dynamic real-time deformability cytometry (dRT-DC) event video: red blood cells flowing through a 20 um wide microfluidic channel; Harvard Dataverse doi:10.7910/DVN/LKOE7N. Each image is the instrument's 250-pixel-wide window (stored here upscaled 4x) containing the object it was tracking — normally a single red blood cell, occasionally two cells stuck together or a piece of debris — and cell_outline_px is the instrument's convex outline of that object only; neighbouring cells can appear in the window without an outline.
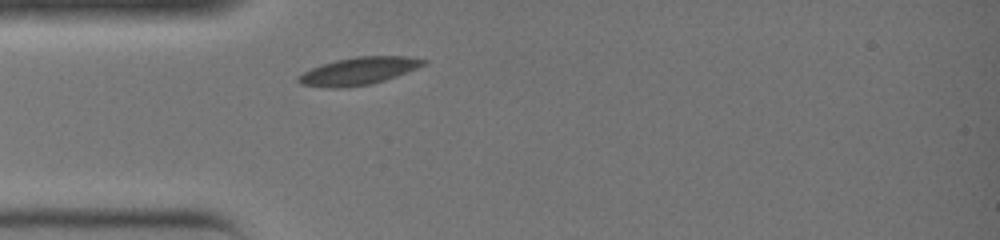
{"species": "common noctule bat (a hibernating species)", "species_latin": "Nyctalus noctula", "temperature_condition": "warm", "stored_images_in_passage": 22, "camera_frame_rate_fps": 3000, "um_per_image_px": 0.085, "animal": {"sex": "female", "body_mass_g": 19.0, "forearm_length_mm": 51.5}, "frame": {"image": 1, "passage_image": 1, "time_ms": 0.0, "image_size_px": [1000, 240], "cell_outline_px": [[428, 64], [396, 76], [372, 84], [348, 88], [328, 88], [300, 84], [296, 80], [304, 72], [312, 68], [336, 60], [356, 56], [408, 56], [428, 60]], "centroid_in_image_um": [30.53, 6.04], "position_along_channel_um": 54.5, "area_um2": 20.11}}
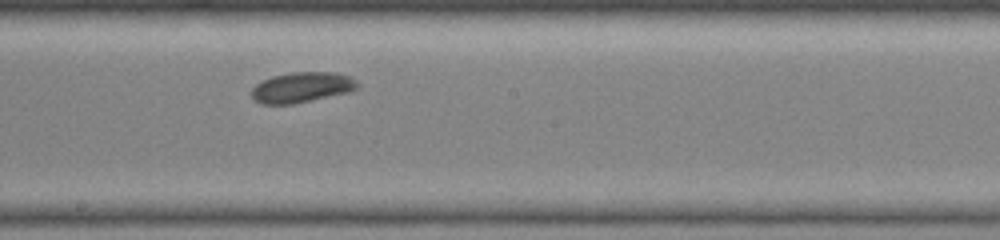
{"frame": {"image": 2, "passage_image": 11, "time_ms": 3.333, "image_size_px": [1000, 240], "cell_outline_px": [[360, 88], [348, 92], [312, 100], [292, 104], [260, 104], [252, 100], [252, 88], [260, 80], [272, 76], [292, 72], [336, 72], [352, 76], [360, 84]], "centroid_in_image_um": [25.66, 7.42], "position_along_channel_um": 222.5, "area_um2": 19.07}}
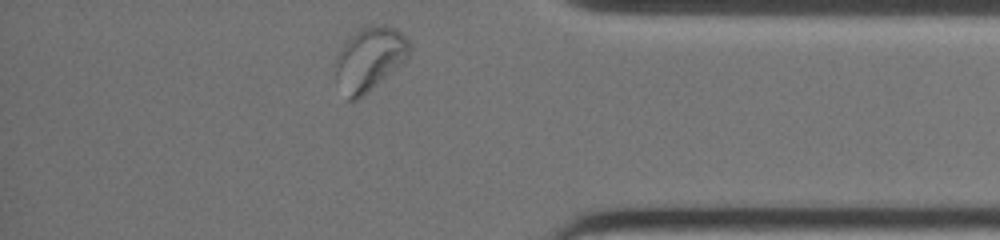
{"frame": {"image": 3, "passage_image": 22, "time_ms": 7.0, "image_size_px": [1000, 240], "cell_outline_px": [[412, 52], [392, 72], [356, 100], [348, 100], [336, 80], [336, 56], [344, 44], [360, 28], [380, 24], [384, 24], [396, 28], [408, 40], [412, 48]], "centroid_in_image_um": [31.43, 4.98], "position_along_channel_um": 403.8, "area_um2": 26.93}}